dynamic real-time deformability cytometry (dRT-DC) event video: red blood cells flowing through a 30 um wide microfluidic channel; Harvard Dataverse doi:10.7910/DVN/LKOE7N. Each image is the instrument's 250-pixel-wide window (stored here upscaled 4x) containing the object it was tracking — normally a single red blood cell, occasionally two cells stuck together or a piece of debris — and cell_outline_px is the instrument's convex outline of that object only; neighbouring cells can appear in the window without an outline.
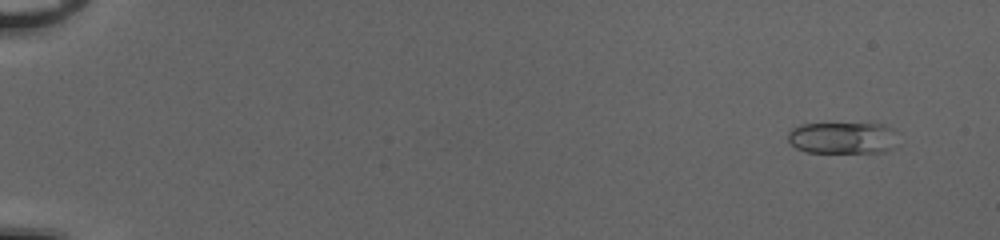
{"species": "common noctule bat (a hibernating species)", "species_latin": "Nyctalus noctula", "temperature_condition": "cold", "stored_images_in_passage": 53, "camera_frame_rate_fps": 3000, "um_per_image_px": 0.085, "animal": {"sex": "female", "body_mass_g": 20.0, "forearm_length_mm": 54.0}, "frame": {"image": 1, "passage_image": 4, "time_ms": 1.0, "image_size_px": [1000, 240], "cell_outline_px": [[892, 148], [884, 152], [808, 152], [796, 148], [788, 140], [788, 132], [792, 128], [800, 124], [884, 124], [892, 128]], "centroid_in_image_um": [71.54, 11.72], "position_along_channel_um": 13.5, "area_um2": 19.88}}
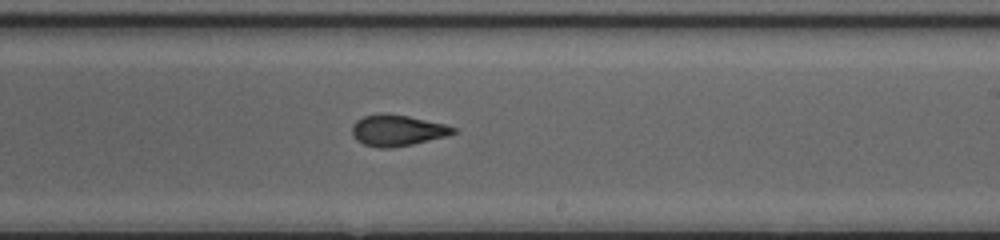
{"frame": {"image": 2, "passage_image": 34, "time_ms": 11.0, "image_size_px": [1000, 240], "cell_outline_px": [[456, 132], [448, 136], [412, 144], [392, 148], [380, 148], [364, 144], [356, 140], [352, 136], [352, 124], [356, 120], [364, 116], [408, 116], [444, 124], [456, 128]], "centroid_in_image_um": [33.78, 11.13], "position_along_channel_um": 255.2, "area_um2": 17.8}}
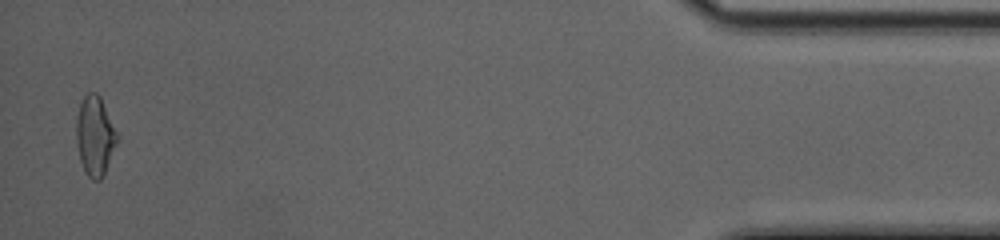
{"frame": {"image": 3, "passage_image": 52, "time_ms": 17.0, "image_size_px": [1000, 240], "cell_outline_px": [[120, 140], [104, 176], [100, 180], [92, 180], [84, 172], [80, 160], [76, 140], [76, 120], [80, 104], [84, 96], [88, 92], [96, 92], [100, 96], [120, 136]], "centroid_in_image_um": [8.11, 11.58], "position_along_channel_um": 427.1, "area_um2": 19.48}, "authors_computed_cell_mechanics": {"area_um2": 18.5538, "velocity_mm_per_s": 4.0914, "shape_relaxation_time_tau1_ms": 10.2656, "shape_relaxation_time_tau2_ms": 1.2387, "deformation_change_tau1": 0.2847, "deformation_change_tau2": 0.0791}}